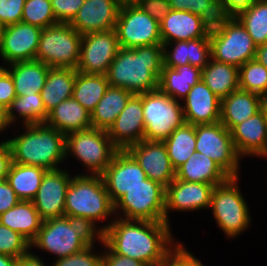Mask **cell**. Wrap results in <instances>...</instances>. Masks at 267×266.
I'll return each instance as SVG.
<instances>
[{
  "label": "cell",
  "mask_w": 267,
  "mask_h": 266,
  "mask_svg": "<svg viewBox=\"0 0 267 266\" xmlns=\"http://www.w3.org/2000/svg\"><path fill=\"white\" fill-rule=\"evenodd\" d=\"M20 201L7 180L0 182V214L8 211Z\"/></svg>",
  "instance_id": "50"
},
{
  "label": "cell",
  "mask_w": 267,
  "mask_h": 266,
  "mask_svg": "<svg viewBox=\"0 0 267 266\" xmlns=\"http://www.w3.org/2000/svg\"><path fill=\"white\" fill-rule=\"evenodd\" d=\"M138 162L148 179L163 185L165 188L175 179L168 151L163 141L143 139L126 149Z\"/></svg>",
  "instance_id": "16"
},
{
  "label": "cell",
  "mask_w": 267,
  "mask_h": 266,
  "mask_svg": "<svg viewBox=\"0 0 267 266\" xmlns=\"http://www.w3.org/2000/svg\"><path fill=\"white\" fill-rule=\"evenodd\" d=\"M30 247V242L20 233L0 224V254L19 258L27 254Z\"/></svg>",
  "instance_id": "43"
},
{
  "label": "cell",
  "mask_w": 267,
  "mask_h": 266,
  "mask_svg": "<svg viewBox=\"0 0 267 266\" xmlns=\"http://www.w3.org/2000/svg\"><path fill=\"white\" fill-rule=\"evenodd\" d=\"M171 250L166 261L161 266H203L191 253L187 252L182 245L177 244L175 252ZM174 254V255H173Z\"/></svg>",
  "instance_id": "49"
},
{
  "label": "cell",
  "mask_w": 267,
  "mask_h": 266,
  "mask_svg": "<svg viewBox=\"0 0 267 266\" xmlns=\"http://www.w3.org/2000/svg\"><path fill=\"white\" fill-rule=\"evenodd\" d=\"M45 124L64 133L92 128L91 114L73 97L63 100L48 113Z\"/></svg>",
  "instance_id": "27"
},
{
  "label": "cell",
  "mask_w": 267,
  "mask_h": 266,
  "mask_svg": "<svg viewBox=\"0 0 267 266\" xmlns=\"http://www.w3.org/2000/svg\"><path fill=\"white\" fill-rule=\"evenodd\" d=\"M239 89L264 95L267 91V68L256 59L239 67Z\"/></svg>",
  "instance_id": "40"
},
{
  "label": "cell",
  "mask_w": 267,
  "mask_h": 266,
  "mask_svg": "<svg viewBox=\"0 0 267 266\" xmlns=\"http://www.w3.org/2000/svg\"><path fill=\"white\" fill-rule=\"evenodd\" d=\"M101 176L113 203L147 179L144 170L127 150H118Z\"/></svg>",
  "instance_id": "15"
},
{
  "label": "cell",
  "mask_w": 267,
  "mask_h": 266,
  "mask_svg": "<svg viewBox=\"0 0 267 266\" xmlns=\"http://www.w3.org/2000/svg\"><path fill=\"white\" fill-rule=\"evenodd\" d=\"M21 22L42 29L58 23L53 14L50 0H26Z\"/></svg>",
  "instance_id": "41"
},
{
  "label": "cell",
  "mask_w": 267,
  "mask_h": 266,
  "mask_svg": "<svg viewBox=\"0 0 267 266\" xmlns=\"http://www.w3.org/2000/svg\"><path fill=\"white\" fill-rule=\"evenodd\" d=\"M169 228L166 222L120 218L96 235L115 254L133 258L146 266H161L171 251L166 245L171 244Z\"/></svg>",
  "instance_id": "1"
},
{
  "label": "cell",
  "mask_w": 267,
  "mask_h": 266,
  "mask_svg": "<svg viewBox=\"0 0 267 266\" xmlns=\"http://www.w3.org/2000/svg\"><path fill=\"white\" fill-rule=\"evenodd\" d=\"M261 110V95L238 89L221 99L220 122L230 131Z\"/></svg>",
  "instance_id": "25"
},
{
  "label": "cell",
  "mask_w": 267,
  "mask_h": 266,
  "mask_svg": "<svg viewBox=\"0 0 267 266\" xmlns=\"http://www.w3.org/2000/svg\"><path fill=\"white\" fill-rule=\"evenodd\" d=\"M109 86L104 74H85L76 71L72 97L91 114Z\"/></svg>",
  "instance_id": "36"
},
{
  "label": "cell",
  "mask_w": 267,
  "mask_h": 266,
  "mask_svg": "<svg viewBox=\"0 0 267 266\" xmlns=\"http://www.w3.org/2000/svg\"><path fill=\"white\" fill-rule=\"evenodd\" d=\"M139 8L159 23L171 11L168 0H133Z\"/></svg>",
  "instance_id": "48"
},
{
  "label": "cell",
  "mask_w": 267,
  "mask_h": 266,
  "mask_svg": "<svg viewBox=\"0 0 267 266\" xmlns=\"http://www.w3.org/2000/svg\"><path fill=\"white\" fill-rule=\"evenodd\" d=\"M94 233L85 222L66 216L52 218L42 222L37 237L30 245L62 258L76 254L93 243Z\"/></svg>",
  "instance_id": "5"
},
{
  "label": "cell",
  "mask_w": 267,
  "mask_h": 266,
  "mask_svg": "<svg viewBox=\"0 0 267 266\" xmlns=\"http://www.w3.org/2000/svg\"><path fill=\"white\" fill-rule=\"evenodd\" d=\"M197 152L215 161L230 177H237L239 155L230 131L219 121L195 125Z\"/></svg>",
  "instance_id": "13"
},
{
  "label": "cell",
  "mask_w": 267,
  "mask_h": 266,
  "mask_svg": "<svg viewBox=\"0 0 267 266\" xmlns=\"http://www.w3.org/2000/svg\"><path fill=\"white\" fill-rule=\"evenodd\" d=\"M212 61L201 70V80L217 97L223 99L239 89V68L214 59Z\"/></svg>",
  "instance_id": "34"
},
{
  "label": "cell",
  "mask_w": 267,
  "mask_h": 266,
  "mask_svg": "<svg viewBox=\"0 0 267 266\" xmlns=\"http://www.w3.org/2000/svg\"><path fill=\"white\" fill-rule=\"evenodd\" d=\"M17 258L0 254V266H16Z\"/></svg>",
  "instance_id": "56"
},
{
  "label": "cell",
  "mask_w": 267,
  "mask_h": 266,
  "mask_svg": "<svg viewBox=\"0 0 267 266\" xmlns=\"http://www.w3.org/2000/svg\"><path fill=\"white\" fill-rule=\"evenodd\" d=\"M120 49L115 29L83 35L80 60L76 71L106 75Z\"/></svg>",
  "instance_id": "14"
},
{
  "label": "cell",
  "mask_w": 267,
  "mask_h": 266,
  "mask_svg": "<svg viewBox=\"0 0 267 266\" xmlns=\"http://www.w3.org/2000/svg\"><path fill=\"white\" fill-rule=\"evenodd\" d=\"M182 107L185 123L192 125L214 124L220 121L221 99L200 80L184 98Z\"/></svg>",
  "instance_id": "23"
},
{
  "label": "cell",
  "mask_w": 267,
  "mask_h": 266,
  "mask_svg": "<svg viewBox=\"0 0 267 266\" xmlns=\"http://www.w3.org/2000/svg\"><path fill=\"white\" fill-rule=\"evenodd\" d=\"M11 75L16 95H26L32 92L40 93L45 85L49 66L39 60H27L10 64Z\"/></svg>",
  "instance_id": "31"
},
{
  "label": "cell",
  "mask_w": 267,
  "mask_h": 266,
  "mask_svg": "<svg viewBox=\"0 0 267 266\" xmlns=\"http://www.w3.org/2000/svg\"><path fill=\"white\" fill-rule=\"evenodd\" d=\"M43 220L32 201L20 200L0 214V224L20 233L30 243L37 237Z\"/></svg>",
  "instance_id": "29"
},
{
  "label": "cell",
  "mask_w": 267,
  "mask_h": 266,
  "mask_svg": "<svg viewBox=\"0 0 267 266\" xmlns=\"http://www.w3.org/2000/svg\"><path fill=\"white\" fill-rule=\"evenodd\" d=\"M42 28L18 22L5 26L0 55L9 63L36 59Z\"/></svg>",
  "instance_id": "17"
},
{
  "label": "cell",
  "mask_w": 267,
  "mask_h": 266,
  "mask_svg": "<svg viewBox=\"0 0 267 266\" xmlns=\"http://www.w3.org/2000/svg\"><path fill=\"white\" fill-rule=\"evenodd\" d=\"M212 59L241 67L255 59L257 45L239 20L221 18L211 26L210 33Z\"/></svg>",
  "instance_id": "6"
},
{
  "label": "cell",
  "mask_w": 267,
  "mask_h": 266,
  "mask_svg": "<svg viewBox=\"0 0 267 266\" xmlns=\"http://www.w3.org/2000/svg\"><path fill=\"white\" fill-rule=\"evenodd\" d=\"M92 243L76 254L58 258L54 266H103V256L91 254Z\"/></svg>",
  "instance_id": "45"
},
{
  "label": "cell",
  "mask_w": 267,
  "mask_h": 266,
  "mask_svg": "<svg viewBox=\"0 0 267 266\" xmlns=\"http://www.w3.org/2000/svg\"><path fill=\"white\" fill-rule=\"evenodd\" d=\"M25 134L6 141L11 150L12 162L58 170L56 164L66 156V135L42 124H26Z\"/></svg>",
  "instance_id": "3"
},
{
  "label": "cell",
  "mask_w": 267,
  "mask_h": 266,
  "mask_svg": "<svg viewBox=\"0 0 267 266\" xmlns=\"http://www.w3.org/2000/svg\"><path fill=\"white\" fill-rule=\"evenodd\" d=\"M165 195L163 185L147 178L125 192L114 203V210L121 206L125 219L165 222Z\"/></svg>",
  "instance_id": "11"
},
{
  "label": "cell",
  "mask_w": 267,
  "mask_h": 266,
  "mask_svg": "<svg viewBox=\"0 0 267 266\" xmlns=\"http://www.w3.org/2000/svg\"><path fill=\"white\" fill-rule=\"evenodd\" d=\"M26 0H0V20L5 25L21 22Z\"/></svg>",
  "instance_id": "47"
},
{
  "label": "cell",
  "mask_w": 267,
  "mask_h": 266,
  "mask_svg": "<svg viewBox=\"0 0 267 266\" xmlns=\"http://www.w3.org/2000/svg\"><path fill=\"white\" fill-rule=\"evenodd\" d=\"M261 109L263 110L267 123V97H261Z\"/></svg>",
  "instance_id": "58"
},
{
  "label": "cell",
  "mask_w": 267,
  "mask_h": 266,
  "mask_svg": "<svg viewBox=\"0 0 267 266\" xmlns=\"http://www.w3.org/2000/svg\"><path fill=\"white\" fill-rule=\"evenodd\" d=\"M255 59L267 68V43L257 46Z\"/></svg>",
  "instance_id": "55"
},
{
  "label": "cell",
  "mask_w": 267,
  "mask_h": 266,
  "mask_svg": "<svg viewBox=\"0 0 267 266\" xmlns=\"http://www.w3.org/2000/svg\"><path fill=\"white\" fill-rule=\"evenodd\" d=\"M13 109H17L20 116L24 117L26 124H42L48 119V113L40 93L32 92L17 96L6 110V119L9 125L15 119Z\"/></svg>",
  "instance_id": "38"
},
{
  "label": "cell",
  "mask_w": 267,
  "mask_h": 266,
  "mask_svg": "<svg viewBox=\"0 0 267 266\" xmlns=\"http://www.w3.org/2000/svg\"><path fill=\"white\" fill-rule=\"evenodd\" d=\"M104 245L110 252L103 255V266H146L133 258L115 254L105 243Z\"/></svg>",
  "instance_id": "52"
},
{
  "label": "cell",
  "mask_w": 267,
  "mask_h": 266,
  "mask_svg": "<svg viewBox=\"0 0 267 266\" xmlns=\"http://www.w3.org/2000/svg\"><path fill=\"white\" fill-rule=\"evenodd\" d=\"M175 178L217 186L226 182L230 176L211 158L196 151L175 170Z\"/></svg>",
  "instance_id": "26"
},
{
  "label": "cell",
  "mask_w": 267,
  "mask_h": 266,
  "mask_svg": "<svg viewBox=\"0 0 267 266\" xmlns=\"http://www.w3.org/2000/svg\"><path fill=\"white\" fill-rule=\"evenodd\" d=\"M9 123L6 119V109L0 105V131H2Z\"/></svg>",
  "instance_id": "57"
},
{
  "label": "cell",
  "mask_w": 267,
  "mask_h": 266,
  "mask_svg": "<svg viewBox=\"0 0 267 266\" xmlns=\"http://www.w3.org/2000/svg\"><path fill=\"white\" fill-rule=\"evenodd\" d=\"M16 266H45L43 262L35 255L27 253L17 258Z\"/></svg>",
  "instance_id": "54"
},
{
  "label": "cell",
  "mask_w": 267,
  "mask_h": 266,
  "mask_svg": "<svg viewBox=\"0 0 267 266\" xmlns=\"http://www.w3.org/2000/svg\"><path fill=\"white\" fill-rule=\"evenodd\" d=\"M8 73V70L0 67V80Z\"/></svg>",
  "instance_id": "59"
},
{
  "label": "cell",
  "mask_w": 267,
  "mask_h": 266,
  "mask_svg": "<svg viewBox=\"0 0 267 266\" xmlns=\"http://www.w3.org/2000/svg\"><path fill=\"white\" fill-rule=\"evenodd\" d=\"M123 0H85L69 23L81 35L115 29Z\"/></svg>",
  "instance_id": "19"
},
{
  "label": "cell",
  "mask_w": 267,
  "mask_h": 266,
  "mask_svg": "<svg viewBox=\"0 0 267 266\" xmlns=\"http://www.w3.org/2000/svg\"><path fill=\"white\" fill-rule=\"evenodd\" d=\"M132 95L121 87L109 86L91 113L92 127L108 131Z\"/></svg>",
  "instance_id": "33"
},
{
  "label": "cell",
  "mask_w": 267,
  "mask_h": 266,
  "mask_svg": "<svg viewBox=\"0 0 267 266\" xmlns=\"http://www.w3.org/2000/svg\"><path fill=\"white\" fill-rule=\"evenodd\" d=\"M231 137L238 155L267 156V123L263 110L235 125Z\"/></svg>",
  "instance_id": "24"
},
{
  "label": "cell",
  "mask_w": 267,
  "mask_h": 266,
  "mask_svg": "<svg viewBox=\"0 0 267 266\" xmlns=\"http://www.w3.org/2000/svg\"><path fill=\"white\" fill-rule=\"evenodd\" d=\"M171 10L190 11L215 25L221 16L217 8V0H168Z\"/></svg>",
  "instance_id": "42"
},
{
  "label": "cell",
  "mask_w": 267,
  "mask_h": 266,
  "mask_svg": "<svg viewBox=\"0 0 267 266\" xmlns=\"http://www.w3.org/2000/svg\"><path fill=\"white\" fill-rule=\"evenodd\" d=\"M46 172L42 167L12 162L6 180L20 200L32 201Z\"/></svg>",
  "instance_id": "35"
},
{
  "label": "cell",
  "mask_w": 267,
  "mask_h": 266,
  "mask_svg": "<svg viewBox=\"0 0 267 266\" xmlns=\"http://www.w3.org/2000/svg\"><path fill=\"white\" fill-rule=\"evenodd\" d=\"M4 29H5V25L0 20V43H1V40H2V35H3Z\"/></svg>",
  "instance_id": "60"
},
{
  "label": "cell",
  "mask_w": 267,
  "mask_h": 266,
  "mask_svg": "<svg viewBox=\"0 0 267 266\" xmlns=\"http://www.w3.org/2000/svg\"><path fill=\"white\" fill-rule=\"evenodd\" d=\"M76 70L73 68H50L45 85L40 92L45 110L49 113L63 100L72 97Z\"/></svg>",
  "instance_id": "32"
},
{
  "label": "cell",
  "mask_w": 267,
  "mask_h": 266,
  "mask_svg": "<svg viewBox=\"0 0 267 266\" xmlns=\"http://www.w3.org/2000/svg\"><path fill=\"white\" fill-rule=\"evenodd\" d=\"M70 182L68 174L60 169L45 173L32 200L43 221L64 216L66 192Z\"/></svg>",
  "instance_id": "18"
},
{
  "label": "cell",
  "mask_w": 267,
  "mask_h": 266,
  "mask_svg": "<svg viewBox=\"0 0 267 266\" xmlns=\"http://www.w3.org/2000/svg\"><path fill=\"white\" fill-rule=\"evenodd\" d=\"M236 182L237 177H230L223 184L215 186L210 201L218 226L228 236L238 235L250 222L247 204Z\"/></svg>",
  "instance_id": "12"
},
{
  "label": "cell",
  "mask_w": 267,
  "mask_h": 266,
  "mask_svg": "<svg viewBox=\"0 0 267 266\" xmlns=\"http://www.w3.org/2000/svg\"><path fill=\"white\" fill-rule=\"evenodd\" d=\"M120 48L162 44L160 23L133 0H123L115 26Z\"/></svg>",
  "instance_id": "9"
},
{
  "label": "cell",
  "mask_w": 267,
  "mask_h": 266,
  "mask_svg": "<svg viewBox=\"0 0 267 266\" xmlns=\"http://www.w3.org/2000/svg\"><path fill=\"white\" fill-rule=\"evenodd\" d=\"M163 54L162 44L120 48L106 74L109 85L135 95L158 90Z\"/></svg>",
  "instance_id": "2"
},
{
  "label": "cell",
  "mask_w": 267,
  "mask_h": 266,
  "mask_svg": "<svg viewBox=\"0 0 267 266\" xmlns=\"http://www.w3.org/2000/svg\"><path fill=\"white\" fill-rule=\"evenodd\" d=\"M239 21L257 46L267 43V0H257Z\"/></svg>",
  "instance_id": "39"
},
{
  "label": "cell",
  "mask_w": 267,
  "mask_h": 266,
  "mask_svg": "<svg viewBox=\"0 0 267 266\" xmlns=\"http://www.w3.org/2000/svg\"><path fill=\"white\" fill-rule=\"evenodd\" d=\"M211 24L203 17L190 11L171 10L160 22V35L166 50L170 41H188L207 37Z\"/></svg>",
  "instance_id": "21"
},
{
  "label": "cell",
  "mask_w": 267,
  "mask_h": 266,
  "mask_svg": "<svg viewBox=\"0 0 267 266\" xmlns=\"http://www.w3.org/2000/svg\"><path fill=\"white\" fill-rule=\"evenodd\" d=\"M118 150L105 130L92 127L66 134V154L72 151L94 175L103 174Z\"/></svg>",
  "instance_id": "10"
},
{
  "label": "cell",
  "mask_w": 267,
  "mask_h": 266,
  "mask_svg": "<svg viewBox=\"0 0 267 266\" xmlns=\"http://www.w3.org/2000/svg\"><path fill=\"white\" fill-rule=\"evenodd\" d=\"M83 35L69 23H57L42 29L36 60L50 68L77 69Z\"/></svg>",
  "instance_id": "7"
},
{
  "label": "cell",
  "mask_w": 267,
  "mask_h": 266,
  "mask_svg": "<svg viewBox=\"0 0 267 266\" xmlns=\"http://www.w3.org/2000/svg\"><path fill=\"white\" fill-rule=\"evenodd\" d=\"M207 56L211 57L209 35L188 41H176L175 48L171 53L164 50L163 65L169 68H176L190 64L202 70L208 64Z\"/></svg>",
  "instance_id": "28"
},
{
  "label": "cell",
  "mask_w": 267,
  "mask_h": 266,
  "mask_svg": "<svg viewBox=\"0 0 267 266\" xmlns=\"http://www.w3.org/2000/svg\"><path fill=\"white\" fill-rule=\"evenodd\" d=\"M201 80V69L190 64L169 68L163 65L158 79V90L176 100L185 98Z\"/></svg>",
  "instance_id": "30"
},
{
  "label": "cell",
  "mask_w": 267,
  "mask_h": 266,
  "mask_svg": "<svg viewBox=\"0 0 267 266\" xmlns=\"http://www.w3.org/2000/svg\"><path fill=\"white\" fill-rule=\"evenodd\" d=\"M58 23H70L85 0H50Z\"/></svg>",
  "instance_id": "46"
},
{
  "label": "cell",
  "mask_w": 267,
  "mask_h": 266,
  "mask_svg": "<svg viewBox=\"0 0 267 266\" xmlns=\"http://www.w3.org/2000/svg\"><path fill=\"white\" fill-rule=\"evenodd\" d=\"M11 163L12 157L9 144L6 141L0 143V182L7 179Z\"/></svg>",
  "instance_id": "53"
},
{
  "label": "cell",
  "mask_w": 267,
  "mask_h": 266,
  "mask_svg": "<svg viewBox=\"0 0 267 266\" xmlns=\"http://www.w3.org/2000/svg\"><path fill=\"white\" fill-rule=\"evenodd\" d=\"M17 97L12 77L7 73L0 80V105L6 110L11 102Z\"/></svg>",
  "instance_id": "51"
},
{
  "label": "cell",
  "mask_w": 267,
  "mask_h": 266,
  "mask_svg": "<svg viewBox=\"0 0 267 266\" xmlns=\"http://www.w3.org/2000/svg\"><path fill=\"white\" fill-rule=\"evenodd\" d=\"M142 106L145 140L164 141L185 123L183 106L159 90L143 93Z\"/></svg>",
  "instance_id": "8"
},
{
  "label": "cell",
  "mask_w": 267,
  "mask_h": 266,
  "mask_svg": "<svg viewBox=\"0 0 267 266\" xmlns=\"http://www.w3.org/2000/svg\"><path fill=\"white\" fill-rule=\"evenodd\" d=\"M257 0H217V8L221 18L239 20Z\"/></svg>",
  "instance_id": "44"
},
{
  "label": "cell",
  "mask_w": 267,
  "mask_h": 266,
  "mask_svg": "<svg viewBox=\"0 0 267 266\" xmlns=\"http://www.w3.org/2000/svg\"><path fill=\"white\" fill-rule=\"evenodd\" d=\"M144 129L142 94H133L107 132L119 150H126L144 139Z\"/></svg>",
  "instance_id": "20"
},
{
  "label": "cell",
  "mask_w": 267,
  "mask_h": 266,
  "mask_svg": "<svg viewBox=\"0 0 267 266\" xmlns=\"http://www.w3.org/2000/svg\"><path fill=\"white\" fill-rule=\"evenodd\" d=\"M214 188L215 185L212 184L187 182L175 178L166 187L165 222L168 223L169 209L187 211L209 207Z\"/></svg>",
  "instance_id": "22"
},
{
  "label": "cell",
  "mask_w": 267,
  "mask_h": 266,
  "mask_svg": "<svg viewBox=\"0 0 267 266\" xmlns=\"http://www.w3.org/2000/svg\"><path fill=\"white\" fill-rule=\"evenodd\" d=\"M261 97H267V91H266L265 94L262 95Z\"/></svg>",
  "instance_id": "61"
},
{
  "label": "cell",
  "mask_w": 267,
  "mask_h": 266,
  "mask_svg": "<svg viewBox=\"0 0 267 266\" xmlns=\"http://www.w3.org/2000/svg\"><path fill=\"white\" fill-rule=\"evenodd\" d=\"M163 142L167 148L171 165L176 170L196 152L195 126L184 123L181 127L176 128Z\"/></svg>",
  "instance_id": "37"
},
{
  "label": "cell",
  "mask_w": 267,
  "mask_h": 266,
  "mask_svg": "<svg viewBox=\"0 0 267 266\" xmlns=\"http://www.w3.org/2000/svg\"><path fill=\"white\" fill-rule=\"evenodd\" d=\"M115 213L114 203L101 175H81L71 179L66 192L64 216L85 222L93 231L94 222Z\"/></svg>",
  "instance_id": "4"
}]
</instances>
